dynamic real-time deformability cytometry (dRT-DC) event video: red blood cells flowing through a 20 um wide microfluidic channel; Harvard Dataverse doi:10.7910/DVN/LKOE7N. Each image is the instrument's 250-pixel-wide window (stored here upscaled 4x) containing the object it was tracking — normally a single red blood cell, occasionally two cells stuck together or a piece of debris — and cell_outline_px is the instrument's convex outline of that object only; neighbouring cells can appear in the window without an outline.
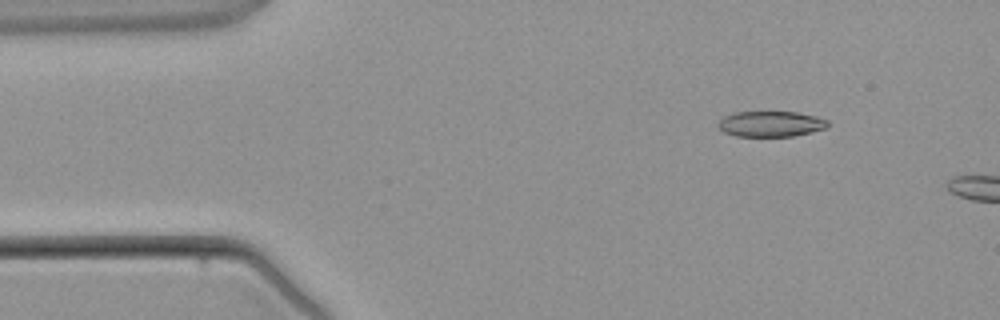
{"species": "common noctule bat (a hibernating species)", "species_latin": "Nyctalus noctula", "temperature_condition": "warm", "stored_images_in_passage": 2, "camera_frame_rate_fps": 3000, "um_per_image_px": 0.085, "animal": {"sex": "male", "body_mass_g": 21.5, "forearm_length_mm": 52.0}, "frame": {"image": 1, "passage_image": 1, "time_ms": 0.0, "image_size_px": [1000, 320], "cell_outline_px": [[828, 128], [812, 132], [792, 136], [736, 136], [724, 132], [716, 124], [724, 116], [736, 112], [796, 112], [816, 116], [828, 120]], "centroid_in_image_um": [65.53, 10.53], "position_along_channel_um": 19.5, "area_um2": 16.36}}